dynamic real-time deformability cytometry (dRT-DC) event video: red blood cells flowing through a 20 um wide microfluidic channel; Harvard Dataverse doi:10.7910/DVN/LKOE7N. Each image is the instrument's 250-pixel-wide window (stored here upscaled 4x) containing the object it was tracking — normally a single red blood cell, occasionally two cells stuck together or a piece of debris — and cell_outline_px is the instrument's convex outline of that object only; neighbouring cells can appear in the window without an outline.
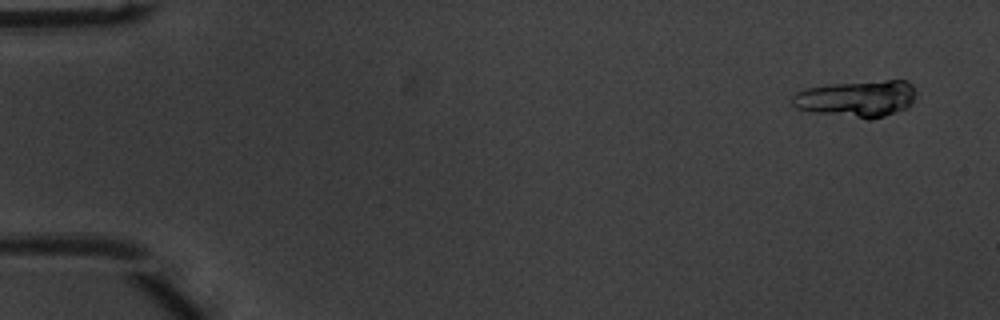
{"species": "common noctule bat (a hibernating species)", "species_latin": "Nyctalus noctula", "temperature_condition": "warm", "stored_images_in_passage": 50, "camera_frame_rate_fps": 3000, "um_per_image_px": 0.085, "animal": {"sex": "male", "body_mass_g": 20.1, "forearm_length_mm": 53.5}, "frame": {"image": 1, "passage_image": 3, "time_ms": 0.667, "image_size_px": [1000, 320], "cell_outline_px": [[916, 92], [912, 100], [904, 108], [884, 116], [868, 120], [812, 112], [796, 108], [792, 104], [792, 96], [796, 92], [804, 88], [832, 84], [884, 80], [908, 80], [912, 84]], "centroid_in_image_um": [72.79, 8.38], "position_along_channel_um": 12.2, "area_um2": 26.41}}
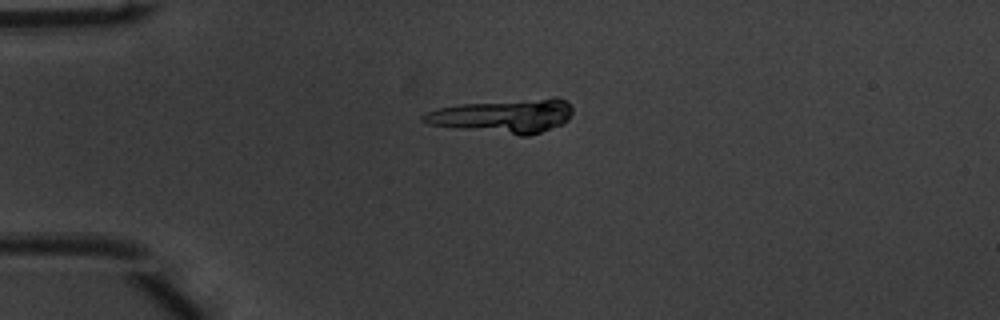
{"frame": {"image": 2, "passage_image": 13, "time_ms": 4.0, "image_size_px": [1000, 320], "cell_outline_px": [[572, 112], [568, 120], [560, 124], [540, 132], [528, 136], [520, 136], [428, 124], [420, 120], [420, 116], [424, 112], [436, 108], [460, 104], [552, 96], [556, 96], [564, 100], [572, 108]], "centroid_in_image_um": [42.77, 9.83], "position_along_channel_um": 42.2, "area_um2": 29.71}, "authors_computed_cell_mechanics": {"area_um2": 26.3857, "velocity_mm_per_s": 4.0441, "shape_relaxation_time_tau1_ms": 6.3016, "shape_relaxation_time_tau2_ms": null, "deformation_change_tau1": 0.4712, "deformation_change_tau2": null}}